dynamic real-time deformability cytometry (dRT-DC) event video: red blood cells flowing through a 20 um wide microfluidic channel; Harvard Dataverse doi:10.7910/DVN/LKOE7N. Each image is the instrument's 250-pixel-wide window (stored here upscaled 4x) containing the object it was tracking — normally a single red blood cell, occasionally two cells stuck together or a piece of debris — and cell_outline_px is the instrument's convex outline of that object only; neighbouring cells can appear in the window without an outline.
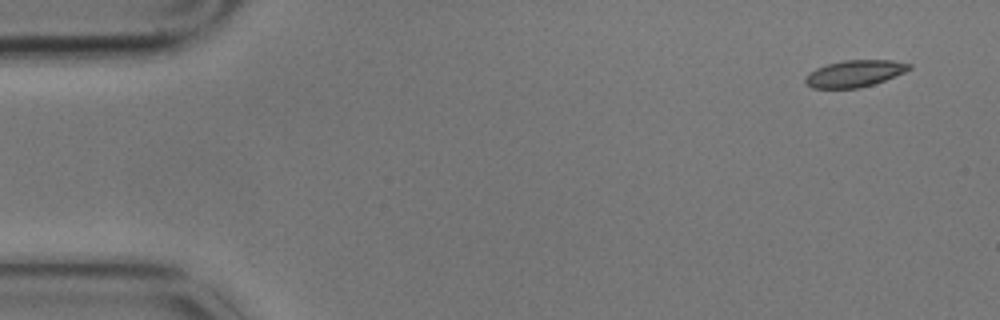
{"species": "common noctule bat (a hibernating species)", "species_latin": "Nyctalus noctula", "temperature_condition": "cold", "stored_images_in_passage": 6, "camera_frame_rate_fps": 3000, "um_per_image_px": 0.085, "animal": {"sex": "male", "body_mass_g": 17.9}, "frame": {"image": 1, "passage_image": 1, "time_ms": 0.0, "image_size_px": [1000, 320], "cell_outline_px": [[912, 68], [904, 72], [884, 80], [860, 88], [812, 88], [804, 80], [804, 76], [808, 72], [816, 68], [828, 64], [844, 60], [892, 60], [912, 64]], "centroid_in_image_um": [72.62, 6.24], "position_along_channel_um": 12.4, "area_um2": 16.13}}
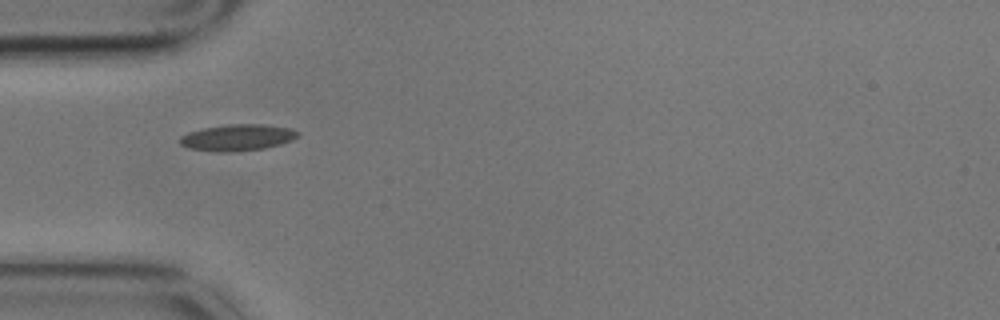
{"frame": {"image": 2, "passage_image": 5, "time_ms": 1.333, "image_size_px": [1000, 320], "cell_outline_px": [[300, 136], [292, 140], [280, 144], [264, 148], [232, 152], [220, 152], [188, 148], [180, 144], [180, 136], [188, 132], [204, 128], [228, 124], [264, 124], [292, 128], [300, 132]], "centroid_in_image_um": [20.22, 11.68], "position_along_channel_um": 64.8, "area_um2": 18.26}}